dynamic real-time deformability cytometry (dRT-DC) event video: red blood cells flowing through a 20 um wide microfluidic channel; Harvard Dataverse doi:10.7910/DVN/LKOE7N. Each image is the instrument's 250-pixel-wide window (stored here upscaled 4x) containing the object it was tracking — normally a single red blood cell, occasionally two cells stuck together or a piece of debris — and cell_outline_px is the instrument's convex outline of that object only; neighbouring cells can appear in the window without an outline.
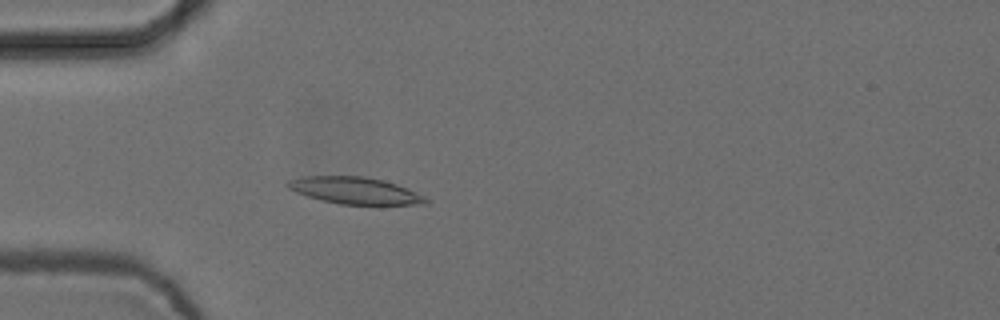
{"species": "common noctule bat (a hibernating species)", "species_latin": "Nyctalus noctula", "temperature_condition": "cold", "stored_images_in_passage": 56, "camera_frame_rate_fps": 3000, "um_per_image_px": 0.085, "animal": {"sex": "female", "body_mass_g": 24.6, "forearm_length_mm": 56.2}, "frame": {"image": 1, "passage_image": 17, "time_ms": 5.333, "image_size_px": [1000, 320], "cell_outline_px": [[428, 200], [424, 204], [340, 204], [320, 200], [296, 192], [288, 188], [284, 184], [288, 180], [304, 176], [364, 176], [384, 180], [408, 188], [424, 196]], "centroid_in_image_um": [30.13, 16.18], "position_along_channel_um": 54.9, "area_um2": 21.5}}
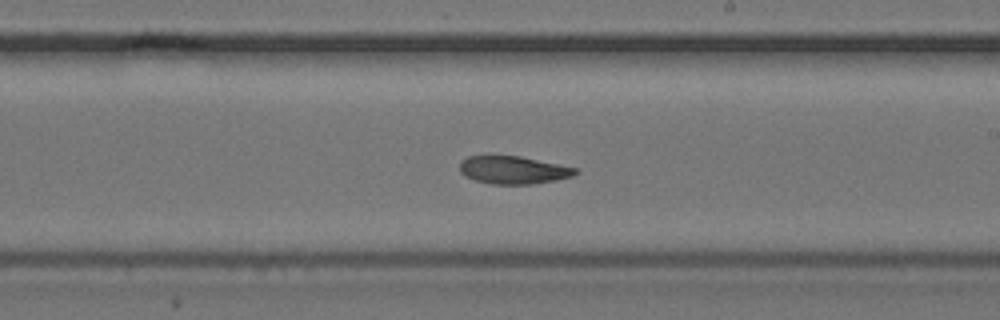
{"frame": {"image": 2, "passage_image": 33, "time_ms": 10.667, "image_size_px": [1000, 320], "cell_outline_px": [[580, 172], [572, 176], [556, 180], [532, 184], [492, 184], [476, 180], [464, 176], [460, 172], [460, 160], [468, 156], [488, 152], [492, 152], [520, 156], [576, 168]], "centroid_in_image_um": [43.54, 14.4], "position_along_channel_um": 245.5, "area_um2": 19.48}}
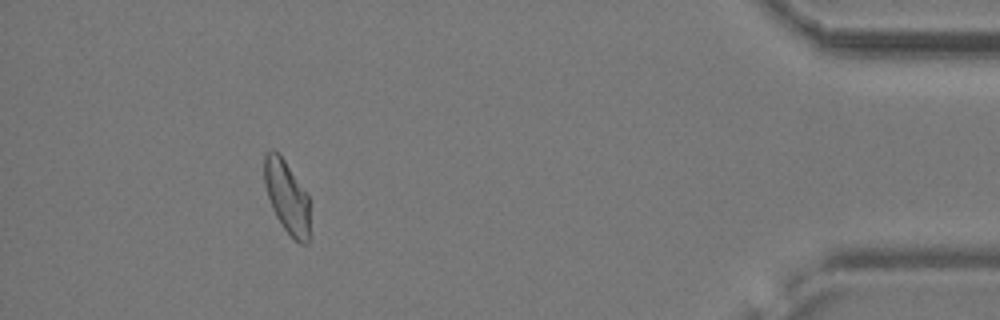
{"frame": {"image": 3, "passage_image": 51, "time_ms": 16.667, "image_size_px": [1000, 320], "cell_outline_px": [[308, 244], [300, 244], [284, 228], [276, 216], [272, 208], [264, 184], [264, 156], [272, 148], [280, 152], [308, 196]], "centroid_in_image_um": [24.35, 16.67], "position_along_channel_um": 410.8, "area_um2": 19.02}, "authors_computed_cell_mechanics": {"area_um2": 20.4901, "velocity_mm_per_s": 3.7192, "shape_relaxation_time_tau1_ms": null, "shape_relaxation_time_tau2_ms": 3.1839, "deformation_change_tau1": null, "deformation_change_tau2": 0.0867}}